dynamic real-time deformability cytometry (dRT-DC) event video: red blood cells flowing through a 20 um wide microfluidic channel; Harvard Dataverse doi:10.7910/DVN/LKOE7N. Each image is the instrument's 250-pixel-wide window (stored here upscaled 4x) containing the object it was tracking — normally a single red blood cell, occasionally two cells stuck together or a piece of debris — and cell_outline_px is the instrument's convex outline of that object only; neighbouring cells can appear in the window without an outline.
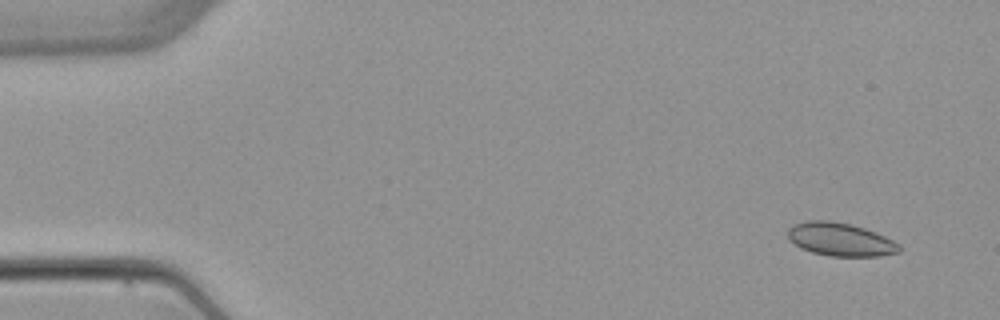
{"species": "common noctule bat (a hibernating species)", "species_latin": "Nyctalus noctula", "temperature_condition": "warm", "stored_images_in_passage": 5, "camera_frame_rate_fps": 3000, "um_per_image_px": 0.085, "animal": {"sex": "female", "body_mass_g": 22.7, "forearm_length_mm": 54.2}, "frame": {"image": 1, "passage_image": 1, "time_ms": 0.0, "image_size_px": [1000, 320], "cell_outline_px": [[900, 252], [880, 256], [828, 256], [812, 252], [800, 248], [788, 240], [788, 228], [792, 224], [808, 220], [828, 220], [852, 224], [876, 232], [900, 244]], "centroid_in_image_um": [71.4, 20.35], "position_along_channel_um": 13.6, "area_um2": 21.79}}
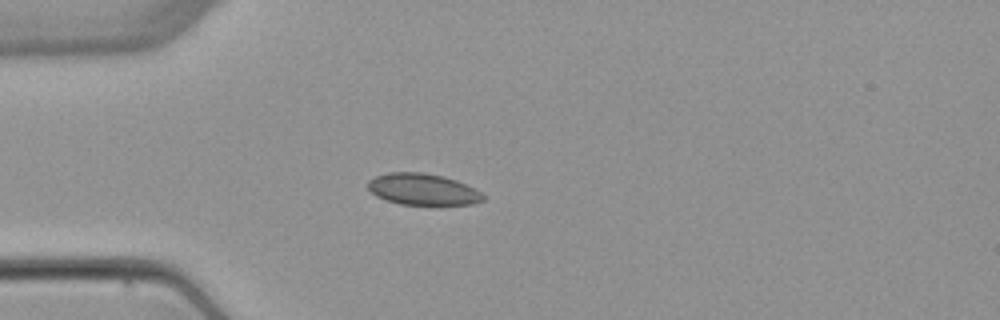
{"frame": {"image": 2, "passage_image": 4, "time_ms": 3.667, "image_size_px": [1000, 320], "cell_outline_px": [[484, 200], [472, 204], [440, 208], [400, 204], [376, 196], [368, 188], [368, 180], [376, 176], [388, 172], [420, 172], [444, 176], [456, 180], [476, 188], [484, 196]], "centroid_in_image_um": [36.0, 16.14], "position_along_channel_um": 49.0, "area_um2": 22.02}}